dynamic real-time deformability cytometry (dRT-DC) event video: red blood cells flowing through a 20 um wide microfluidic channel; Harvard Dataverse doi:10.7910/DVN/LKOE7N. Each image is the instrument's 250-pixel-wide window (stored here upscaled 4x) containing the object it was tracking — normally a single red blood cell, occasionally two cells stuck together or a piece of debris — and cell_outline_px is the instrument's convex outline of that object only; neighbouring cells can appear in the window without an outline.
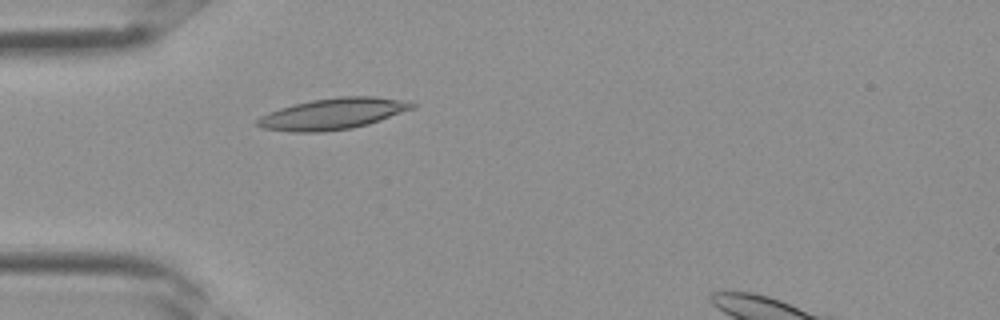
{"species": "Egyptian fruit bat (a non-hibernating species)", "species_latin": "Rousettus aegyptiacus", "temperature_condition": "room temperature", "stored_images_in_passage": 3, "camera_frame_rate_fps": 3000, "um_per_image_px": 0.085, "frame": {"image": 1, "passage_image": 3, "time_ms": 0.667, "image_size_px": [1000, 320], "cell_outline_px": [[420, 104], [416, 108], [368, 124], [352, 128], [324, 132], [292, 132], [260, 128], [256, 124], [256, 120], [260, 116], [268, 112], [292, 104], [312, 100], [340, 96], [376, 96], [412, 100]], "centroid_in_image_um": [28.36, 9.66], "position_along_channel_um": 56.6, "area_um2": 28.73}}